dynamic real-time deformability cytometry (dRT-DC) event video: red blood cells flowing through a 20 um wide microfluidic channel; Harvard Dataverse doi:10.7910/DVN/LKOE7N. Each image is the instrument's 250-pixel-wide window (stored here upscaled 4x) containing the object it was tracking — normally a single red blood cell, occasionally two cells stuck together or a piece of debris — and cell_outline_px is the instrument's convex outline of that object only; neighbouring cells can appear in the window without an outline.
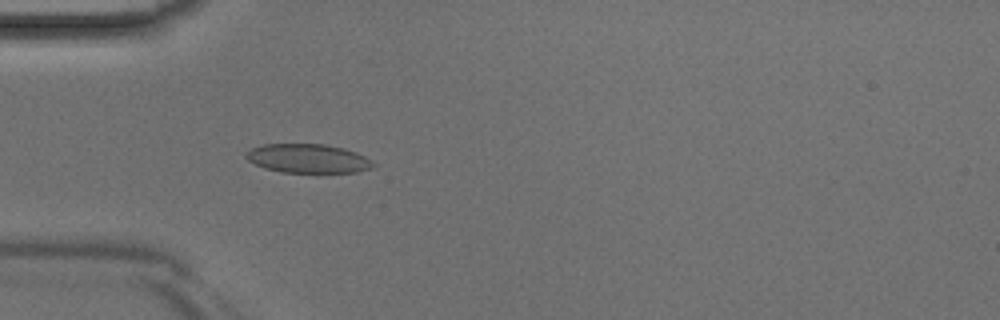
{"species": "Egyptian fruit bat (a non-hibernating species)", "species_latin": "Rousettus aegyptiacus", "temperature_condition": "room temperature", "stored_images_in_passage": 43, "camera_frame_rate_fps": 3000, "um_per_image_px": 0.085, "animal": {"sex": "male"}, "frame": {"image": 1, "passage_image": 12, "time_ms": 3.667, "image_size_px": [1000, 320], "cell_outline_px": [[376, 164], [372, 168], [356, 172], [280, 172], [264, 168], [248, 160], [244, 156], [252, 148], [264, 144], [324, 144], [344, 148], [356, 152], [372, 160]], "centroid_in_image_um": [26.2, 13.47], "position_along_channel_um": 58.8, "area_um2": 21.39}}
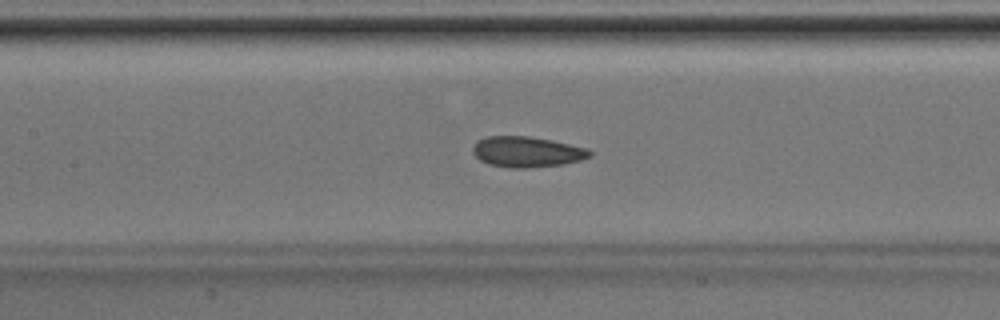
{"frame": {"image": 2, "passage_image": 19, "time_ms": 6.0, "image_size_px": [1000, 320], "cell_outline_px": [[592, 156], [580, 160], [564, 164], [528, 168], [508, 168], [488, 164], [480, 160], [472, 152], [472, 148], [476, 140], [484, 136], [528, 136], [552, 140], [588, 148], [592, 152]], "centroid_in_image_um": [44.77, 12.9], "position_along_channel_um": 162.6, "area_um2": 21.15}}
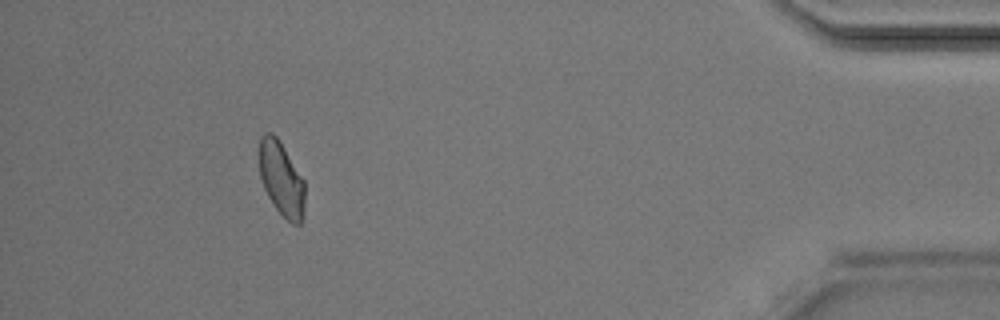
{"frame": {"image": 3, "passage_image": 39, "time_ms": 12.667, "image_size_px": [1000, 320], "cell_outline_px": [[304, 208], [300, 224], [292, 224], [276, 208], [268, 196], [264, 188], [260, 176], [256, 152], [260, 136], [264, 132], [272, 132], [276, 136], [284, 148], [304, 180]], "centroid_in_image_um": [23.86, 15.12], "position_along_channel_um": 411.3, "area_um2": 19.94}}